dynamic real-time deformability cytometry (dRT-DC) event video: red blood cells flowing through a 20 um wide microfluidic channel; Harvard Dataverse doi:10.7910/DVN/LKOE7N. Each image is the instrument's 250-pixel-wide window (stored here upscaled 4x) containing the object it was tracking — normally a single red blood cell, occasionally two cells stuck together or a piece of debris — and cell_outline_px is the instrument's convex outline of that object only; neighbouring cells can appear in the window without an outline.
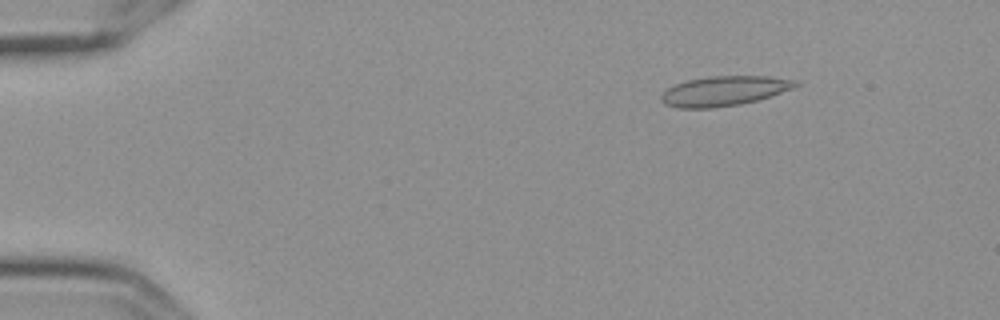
{"species": "Egyptian fruit bat (a non-hibernating species)", "species_latin": "Rousettus aegyptiacus", "temperature_condition": "cold", "stored_images_in_passage": 57, "camera_frame_rate_fps": 3000, "um_per_image_px": 0.085, "frame": {"image": 1, "passage_image": 8, "time_ms": 2.333, "image_size_px": [1000, 320], "cell_outline_px": [[800, 84], [796, 88], [756, 100], [740, 104], [716, 108], [676, 108], [664, 104], [660, 100], [660, 96], [668, 88], [676, 84], [688, 80], [708, 76], [768, 76], [796, 80]], "centroid_in_image_um": [61.55, 7.73], "position_along_channel_um": 23.4, "area_um2": 23.41}}
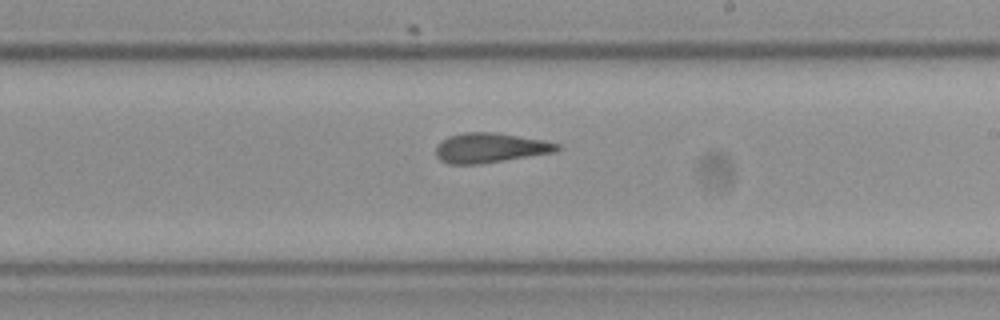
{"frame": {"image": 2, "passage_image": 34, "time_ms": 11.0, "image_size_px": [1000, 320], "cell_outline_px": [[560, 148], [556, 152], [504, 160], [476, 164], [448, 164], [440, 160], [436, 156], [436, 144], [440, 140], [448, 136], [464, 132], [496, 132], [544, 140], [560, 144]], "centroid_in_image_um": [41.63, 12.55], "position_along_channel_um": 247.4, "area_um2": 21.15}}
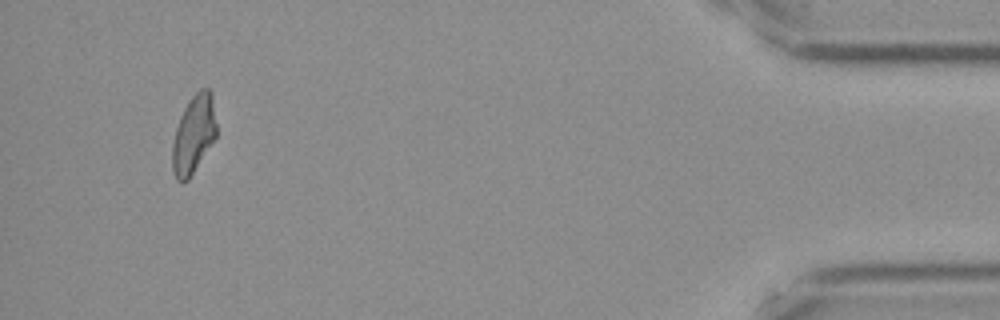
{"frame": {"image": 3, "passage_image": 54, "time_ms": 17.667, "image_size_px": [1000, 320], "cell_outline_px": [[216, 136], [188, 180], [180, 184], [176, 180], [172, 168], [172, 144], [176, 128], [180, 116], [184, 108], [192, 96], [200, 88], [208, 88], [212, 92], [216, 124]], "centroid_in_image_um": [16.45, 11.42], "position_along_channel_um": 418.8, "area_um2": 20.06}, "authors_computed_cell_mechanics": {"area_um2": 21.5016, "velocity_mm_per_s": 3.5774, "shape_relaxation_time_tau1_ms": null, "shape_relaxation_time_tau2_ms": 2.3863, "deformation_change_tau1": null, "deformation_change_tau2": 0.1111}}